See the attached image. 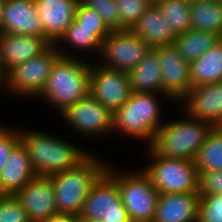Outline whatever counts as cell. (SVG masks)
I'll return each instance as SVG.
<instances>
[{
	"label": "cell",
	"instance_id": "cell-30",
	"mask_svg": "<svg viewBox=\"0 0 222 222\" xmlns=\"http://www.w3.org/2000/svg\"><path fill=\"white\" fill-rule=\"evenodd\" d=\"M120 9V30L132 29L138 19L154 3L153 0H116Z\"/></svg>",
	"mask_w": 222,
	"mask_h": 222
},
{
	"label": "cell",
	"instance_id": "cell-3",
	"mask_svg": "<svg viewBox=\"0 0 222 222\" xmlns=\"http://www.w3.org/2000/svg\"><path fill=\"white\" fill-rule=\"evenodd\" d=\"M84 58L60 56L37 97L43 102L47 101L48 106L55 108L58 115L89 95L91 62Z\"/></svg>",
	"mask_w": 222,
	"mask_h": 222
},
{
	"label": "cell",
	"instance_id": "cell-16",
	"mask_svg": "<svg viewBox=\"0 0 222 222\" xmlns=\"http://www.w3.org/2000/svg\"><path fill=\"white\" fill-rule=\"evenodd\" d=\"M43 37L55 44L75 20L79 0H35Z\"/></svg>",
	"mask_w": 222,
	"mask_h": 222
},
{
	"label": "cell",
	"instance_id": "cell-37",
	"mask_svg": "<svg viewBox=\"0 0 222 222\" xmlns=\"http://www.w3.org/2000/svg\"><path fill=\"white\" fill-rule=\"evenodd\" d=\"M0 90L1 92L6 91V76L1 67H0Z\"/></svg>",
	"mask_w": 222,
	"mask_h": 222
},
{
	"label": "cell",
	"instance_id": "cell-12",
	"mask_svg": "<svg viewBox=\"0 0 222 222\" xmlns=\"http://www.w3.org/2000/svg\"><path fill=\"white\" fill-rule=\"evenodd\" d=\"M94 61L91 60L89 95L113 112L132 94L129 75Z\"/></svg>",
	"mask_w": 222,
	"mask_h": 222
},
{
	"label": "cell",
	"instance_id": "cell-18",
	"mask_svg": "<svg viewBox=\"0 0 222 222\" xmlns=\"http://www.w3.org/2000/svg\"><path fill=\"white\" fill-rule=\"evenodd\" d=\"M0 32L43 36V29L34 1L6 0L0 23Z\"/></svg>",
	"mask_w": 222,
	"mask_h": 222
},
{
	"label": "cell",
	"instance_id": "cell-1",
	"mask_svg": "<svg viewBox=\"0 0 222 222\" xmlns=\"http://www.w3.org/2000/svg\"><path fill=\"white\" fill-rule=\"evenodd\" d=\"M19 128L20 141L26 147L37 176H51L71 169L91 152L75 143L38 129ZM32 130V131H31Z\"/></svg>",
	"mask_w": 222,
	"mask_h": 222
},
{
	"label": "cell",
	"instance_id": "cell-20",
	"mask_svg": "<svg viewBox=\"0 0 222 222\" xmlns=\"http://www.w3.org/2000/svg\"><path fill=\"white\" fill-rule=\"evenodd\" d=\"M35 176L29 153L20 141L12 149L0 172V195H15Z\"/></svg>",
	"mask_w": 222,
	"mask_h": 222
},
{
	"label": "cell",
	"instance_id": "cell-31",
	"mask_svg": "<svg viewBox=\"0 0 222 222\" xmlns=\"http://www.w3.org/2000/svg\"><path fill=\"white\" fill-rule=\"evenodd\" d=\"M83 5L94 9L112 30H120V9L116 0H79Z\"/></svg>",
	"mask_w": 222,
	"mask_h": 222
},
{
	"label": "cell",
	"instance_id": "cell-40",
	"mask_svg": "<svg viewBox=\"0 0 222 222\" xmlns=\"http://www.w3.org/2000/svg\"><path fill=\"white\" fill-rule=\"evenodd\" d=\"M182 1H184V2H187V3H193V2H195V1H198V0H182Z\"/></svg>",
	"mask_w": 222,
	"mask_h": 222
},
{
	"label": "cell",
	"instance_id": "cell-29",
	"mask_svg": "<svg viewBox=\"0 0 222 222\" xmlns=\"http://www.w3.org/2000/svg\"><path fill=\"white\" fill-rule=\"evenodd\" d=\"M75 20L80 23V27L94 30V34L102 42L112 32L97 11L83 5L80 1L76 9Z\"/></svg>",
	"mask_w": 222,
	"mask_h": 222
},
{
	"label": "cell",
	"instance_id": "cell-15",
	"mask_svg": "<svg viewBox=\"0 0 222 222\" xmlns=\"http://www.w3.org/2000/svg\"><path fill=\"white\" fill-rule=\"evenodd\" d=\"M15 197L30 222H45L58 213L50 177L35 176L15 194Z\"/></svg>",
	"mask_w": 222,
	"mask_h": 222
},
{
	"label": "cell",
	"instance_id": "cell-35",
	"mask_svg": "<svg viewBox=\"0 0 222 222\" xmlns=\"http://www.w3.org/2000/svg\"><path fill=\"white\" fill-rule=\"evenodd\" d=\"M199 195L222 194V171L198 172Z\"/></svg>",
	"mask_w": 222,
	"mask_h": 222
},
{
	"label": "cell",
	"instance_id": "cell-38",
	"mask_svg": "<svg viewBox=\"0 0 222 222\" xmlns=\"http://www.w3.org/2000/svg\"><path fill=\"white\" fill-rule=\"evenodd\" d=\"M5 2L6 0H0V23H1V18H2V13H3Z\"/></svg>",
	"mask_w": 222,
	"mask_h": 222
},
{
	"label": "cell",
	"instance_id": "cell-11",
	"mask_svg": "<svg viewBox=\"0 0 222 222\" xmlns=\"http://www.w3.org/2000/svg\"><path fill=\"white\" fill-rule=\"evenodd\" d=\"M60 116L82 138H102L112 133L113 112L90 95L79 99Z\"/></svg>",
	"mask_w": 222,
	"mask_h": 222
},
{
	"label": "cell",
	"instance_id": "cell-4",
	"mask_svg": "<svg viewBox=\"0 0 222 222\" xmlns=\"http://www.w3.org/2000/svg\"><path fill=\"white\" fill-rule=\"evenodd\" d=\"M90 153L77 166L49 176L58 213L79 216L88 192L106 172L108 161Z\"/></svg>",
	"mask_w": 222,
	"mask_h": 222
},
{
	"label": "cell",
	"instance_id": "cell-17",
	"mask_svg": "<svg viewBox=\"0 0 222 222\" xmlns=\"http://www.w3.org/2000/svg\"><path fill=\"white\" fill-rule=\"evenodd\" d=\"M50 45L43 36L0 32V67L6 74L14 66L39 55Z\"/></svg>",
	"mask_w": 222,
	"mask_h": 222
},
{
	"label": "cell",
	"instance_id": "cell-10",
	"mask_svg": "<svg viewBox=\"0 0 222 222\" xmlns=\"http://www.w3.org/2000/svg\"><path fill=\"white\" fill-rule=\"evenodd\" d=\"M151 46L131 29L112 31L103 41L98 63L128 73L145 57Z\"/></svg>",
	"mask_w": 222,
	"mask_h": 222
},
{
	"label": "cell",
	"instance_id": "cell-23",
	"mask_svg": "<svg viewBox=\"0 0 222 222\" xmlns=\"http://www.w3.org/2000/svg\"><path fill=\"white\" fill-rule=\"evenodd\" d=\"M132 92L162 94V73L157 51L151 47L144 59L128 72Z\"/></svg>",
	"mask_w": 222,
	"mask_h": 222
},
{
	"label": "cell",
	"instance_id": "cell-24",
	"mask_svg": "<svg viewBox=\"0 0 222 222\" xmlns=\"http://www.w3.org/2000/svg\"><path fill=\"white\" fill-rule=\"evenodd\" d=\"M192 88L222 82V39L190 63Z\"/></svg>",
	"mask_w": 222,
	"mask_h": 222
},
{
	"label": "cell",
	"instance_id": "cell-22",
	"mask_svg": "<svg viewBox=\"0 0 222 222\" xmlns=\"http://www.w3.org/2000/svg\"><path fill=\"white\" fill-rule=\"evenodd\" d=\"M102 43L103 42L94 34V30L80 27V23L74 20L55 43V46L61 53V56L80 57V53L77 54L75 53L76 51L81 52V54H92L96 56L95 60H97L101 52ZM68 48L71 50L69 51Z\"/></svg>",
	"mask_w": 222,
	"mask_h": 222
},
{
	"label": "cell",
	"instance_id": "cell-26",
	"mask_svg": "<svg viewBox=\"0 0 222 222\" xmlns=\"http://www.w3.org/2000/svg\"><path fill=\"white\" fill-rule=\"evenodd\" d=\"M222 38L213 32L190 29L175 37L173 44L185 61L191 63L200 58Z\"/></svg>",
	"mask_w": 222,
	"mask_h": 222
},
{
	"label": "cell",
	"instance_id": "cell-32",
	"mask_svg": "<svg viewBox=\"0 0 222 222\" xmlns=\"http://www.w3.org/2000/svg\"><path fill=\"white\" fill-rule=\"evenodd\" d=\"M197 222H222V194L200 196Z\"/></svg>",
	"mask_w": 222,
	"mask_h": 222
},
{
	"label": "cell",
	"instance_id": "cell-28",
	"mask_svg": "<svg viewBox=\"0 0 222 222\" xmlns=\"http://www.w3.org/2000/svg\"><path fill=\"white\" fill-rule=\"evenodd\" d=\"M167 23L176 35L191 29L190 4L182 0H157Z\"/></svg>",
	"mask_w": 222,
	"mask_h": 222
},
{
	"label": "cell",
	"instance_id": "cell-2",
	"mask_svg": "<svg viewBox=\"0 0 222 222\" xmlns=\"http://www.w3.org/2000/svg\"><path fill=\"white\" fill-rule=\"evenodd\" d=\"M161 98L175 104L166 94L132 92L128 101L113 111L112 133L119 132L127 138L145 142L148 147L155 131L165 122Z\"/></svg>",
	"mask_w": 222,
	"mask_h": 222
},
{
	"label": "cell",
	"instance_id": "cell-7",
	"mask_svg": "<svg viewBox=\"0 0 222 222\" xmlns=\"http://www.w3.org/2000/svg\"><path fill=\"white\" fill-rule=\"evenodd\" d=\"M146 149L145 157L149 160L142 170L149 176L158 194L198 192L199 174L195 161L160 157L149 147Z\"/></svg>",
	"mask_w": 222,
	"mask_h": 222
},
{
	"label": "cell",
	"instance_id": "cell-25",
	"mask_svg": "<svg viewBox=\"0 0 222 222\" xmlns=\"http://www.w3.org/2000/svg\"><path fill=\"white\" fill-rule=\"evenodd\" d=\"M191 29L213 32L222 38V1L198 0L190 3Z\"/></svg>",
	"mask_w": 222,
	"mask_h": 222
},
{
	"label": "cell",
	"instance_id": "cell-21",
	"mask_svg": "<svg viewBox=\"0 0 222 222\" xmlns=\"http://www.w3.org/2000/svg\"><path fill=\"white\" fill-rule=\"evenodd\" d=\"M131 30L151 47L173 44L177 36L155 2L147 8Z\"/></svg>",
	"mask_w": 222,
	"mask_h": 222
},
{
	"label": "cell",
	"instance_id": "cell-39",
	"mask_svg": "<svg viewBox=\"0 0 222 222\" xmlns=\"http://www.w3.org/2000/svg\"><path fill=\"white\" fill-rule=\"evenodd\" d=\"M85 222H104L103 220H87Z\"/></svg>",
	"mask_w": 222,
	"mask_h": 222
},
{
	"label": "cell",
	"instance_id": "cell-36",
	"mask_svg": "<svg viewBox=\"0 0 222 222\" xmlns=\"http://www.w3.org/2000/svg\"><path fill=\"white\" fill-rule=\"evenodd\" d=\"M45 222H81L79 216L74 214L57 213Z\"/></svg>",
	"mask_w": 222,
	"mask_h": 222
},
{
	"label": "cell",
	"instance_id": "cell-34",
	"mask_svg": "<svg viewBox=\"0 0 222 222\" xmlns=\"http://www.w3.org/2000/svg\"><path fill=\"white\" fill-rule=\"evenodd\" d=\"M6 125L0 128V172L12 149L20 142L19 128Z\"/></svg>",
	"mask_w": 222,
	"mask_h": 222
},
{
	"label": "cell",
	"instance_id": "cell-8",
	"mask_svg": "<svg viewBox=\"0 0 222 222\" xmlns=\"http://www.w3.org/2000/svg\"><path fill=\"white\" fill-rule=\"evenodd\" d=\"M61 56L55 44L30 60L11 68L6 74V93L19 98H36L46 85L53 65ZM13 94V95H12Z\"/></svg>",
	"mask_w": 222,
	"mask_h": 222
},
{
	"label": "cell",
	"instance_id": "cell-9",
	"mask_svg": "<svg viewBox=\"0 0 222 222\" xmlns=\"http://www.w3.org/2000/svg\"><path fill=\"white\" fill-rule=\"evenodd\" d=\"M79 218L81 222H131L128 211L122 204L117 183L106 172L88 192Z\"/></svg>",
	"mask_w": 222,
	"mask_h": 222
},
{
	"label": "cell",
	"instance_id": "cell-27",
	"mask_svg": "<svg viewBox=\"0 0 222 222\" xmlns=\"http://www.w3.org/2000/svg\"><path fill=\"white\" fill-rule=\"evenodd\" d=\"M198 172L222 171V126L208 132L195 159Z\"/></svg>",
	"mask_w": 222,
	"mask_h": 222
},
{
	"label": "cell",
	"instance_id": "cell-19",
	"mask_svg": "<svg viewBox=\"0 0 222 222\" xmlns=\"http://www.w3.org/2000/svg\"><path fill=\"white\" fill-rule=\"evenodd\" d=\"M199 192L159 194L153 222H197Z\"/></svg>",
	"mask_w": 222,
	"mask_h": 222
},
{
	"label": "cell",
	"instance_id": "cell-5",
	"mask_svg": "<svg viewBox=\"0 0 222 222\" xmlns=\"http://www.w3.org/2000/svg\"><path fill=\"white\" fill-rule=\"evenodd\" d=\"M183 114L185 118L170 119L155 131L148 147L156 155L195 161L199 149L213 126L209 122L192 118L184 112Z\"/></svg>",
	"mask_w": 222,
	"mask_h": 222
},
{
	"label": "cell",
	"instance_id": "cell-13",
	"mask_svg": "<svg viewBox=\"0 0 222 222\" xmlns=\"http://www.w3.org/2000/svg\"><path fill=\"white\" fill-rule=\"evenodd\" d=\"M159 56L162 73V94L176 105L192 88L190 63L185 61L174 44L153 47Z\"/></svg>",
	"mask_w": 222,
	"mask_h": 222
},
{
	"label": "cell",
	"instance_id": "cell-6",
	"mask_svg": "<svg viewBox=\"0 0 222 222\" xmlns=\"http://www.w3.org/2000/svg\"><path fill=\"white\" fill-rule=\"evenodd\" d=\"M115 168L109 163L106 173L117 183L131 222H153L159 194L149 176L142 169L122 172Z\"/></svg>",
	"mask_w": 222,
	"mask_h": 222
},
{
	"label": "cell",
	"instance_id": "cell-14",
	"mask_svg": "<svg viewBox=\"0 0 222 222\" xmlns=\"http://www.w3.org/2000/svg\"><path fill=\"white\" fill-rule=\"evenodd\" d=\"M177 104L192 118L222 126V82L191 88Z\"/></svg>",
	"mask_w": 222,
	"mask_h": 222
},
{
	"label": "cell",
	"instance_id": "cell-33",
	"mask_svg": "<svg viewBox=\"0 0 222 222\" xmlns=\"http://www.w3.org/2000/svg\"><path fill=\"white\" fill-rule=\"evenodd\" d=\"M0 222H30L15 195H0Z\"/></svg>",
	"mask_w": 222,
	"mask_h": 222
}]
</instances>
